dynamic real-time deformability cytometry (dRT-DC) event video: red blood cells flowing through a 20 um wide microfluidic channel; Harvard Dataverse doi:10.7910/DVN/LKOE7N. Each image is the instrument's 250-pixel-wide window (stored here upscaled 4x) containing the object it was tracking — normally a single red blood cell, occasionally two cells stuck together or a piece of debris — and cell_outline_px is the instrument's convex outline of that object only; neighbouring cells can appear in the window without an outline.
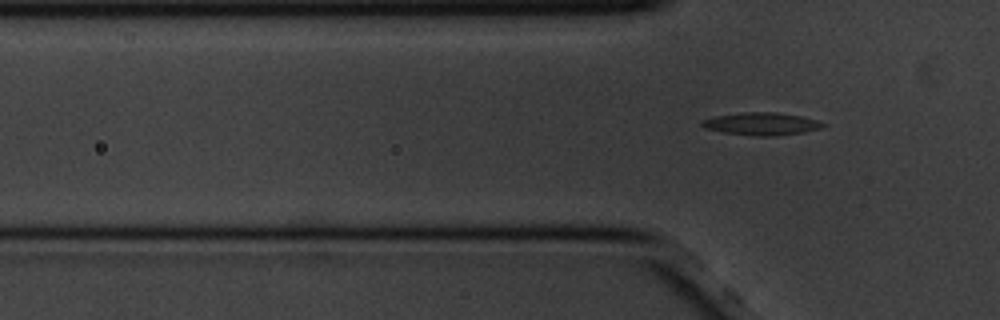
{"species": "common noctule bat (a hibernating species)", "species_latin": "Nyctalus noctula", "temperature_condition": "cold", "stored_images_in_passage": 2, "camera_frame_rate_fps": 3000, "um_per_image_px": 0.085, "animal": {"sex": "male", "body_mass_g": 20.1, "forearm_length_mm": 53.5}, "frame": {"image": 1, "passage_image": 2, "time_ms": 0.333, "image_size_px": [1000, 320], "cell_outline_px": [[824, 124], [820, 128], [804, 132], [776, 136], [756, 136], [724, 132], [704, 128], [700, 124], [700, 120], [716, 116], [744, 112], [776, 112], [800, 116], [816, 120]], "centroid_in_image_um": [64.68, 10.53], "position_along_channel_um": 61.1, "area_um2": 15.78}}